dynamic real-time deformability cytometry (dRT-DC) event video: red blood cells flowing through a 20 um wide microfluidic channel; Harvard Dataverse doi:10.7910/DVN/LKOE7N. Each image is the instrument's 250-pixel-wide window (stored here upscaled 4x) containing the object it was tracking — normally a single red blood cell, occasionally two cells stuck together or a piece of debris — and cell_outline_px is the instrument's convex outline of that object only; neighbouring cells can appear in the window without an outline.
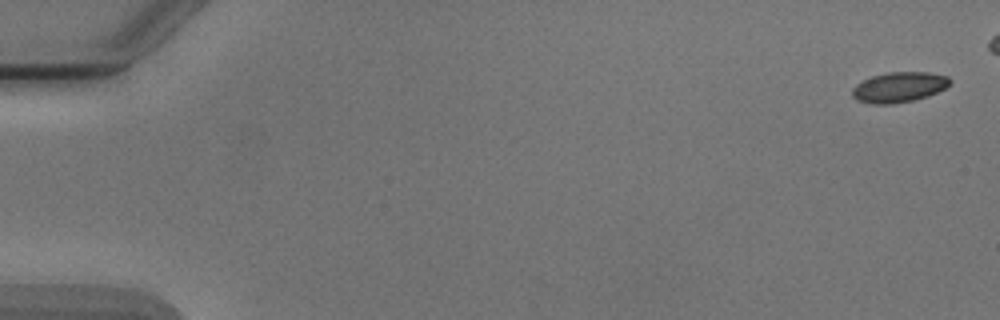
{"species": "Egyptian fruit bat (a non-hibernating species)", "species_latin": "Rousettus aegyptiacus", "temperature_condition": "cold", "stored_images_in_passage": 6, "camera_frame_rate_fps": 3000, "um_per_image_px": 0.085, "animal": {"sex": "male"}, "frame": {"image": 1, "passage_image": 1, "time_ms": 0.0, "image_size_px": [1000, 320], "cell_outline_px": [[952, 80], [944, 88], [928, 96], [912, 100], [892, 104], [872, 104], [856, 100], [852, 96], [852, 88], [856, 84], [872, 76], [888, 72], [928, 72], [948, 76]], "centroid_in_image_um": [76.39, 7.41], "position_along_channel_um": 8.6, "area_um2": 17.17}}